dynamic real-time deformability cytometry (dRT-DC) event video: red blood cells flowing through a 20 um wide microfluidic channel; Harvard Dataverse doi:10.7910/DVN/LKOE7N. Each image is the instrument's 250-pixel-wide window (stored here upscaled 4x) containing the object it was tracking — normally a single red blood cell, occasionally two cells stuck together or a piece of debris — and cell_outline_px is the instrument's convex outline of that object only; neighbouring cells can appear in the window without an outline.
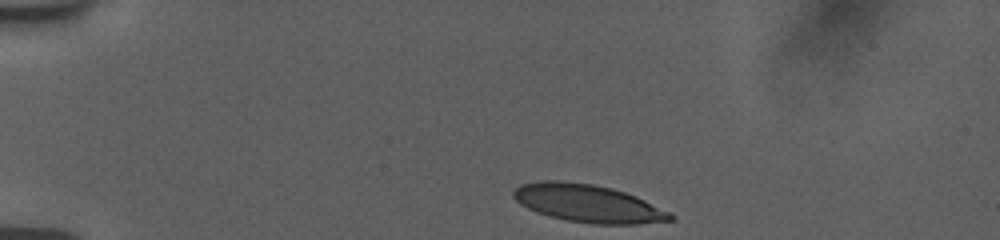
{"species": "human", "species_latin": "Homo sapiens", "temperature_condition": "room temperature", "stored_images_in_passage": 25, "camera_frame_rate_fps": 3000, "um_per_image_px": 0.085, "donor": {"sex": "female"}, "frame": {"image": 1, "passage_image": 1, "time_ms": 0.0, "image_size_px": [1000, 240], "cell_outline_px": [[676, 220], [636, 224], [592, 224], [568, 220], [548, 216], [536, 212], [520, 204], [512, 196], [512, 192], [520, 184], [540, 180], [560, 180], [592, 184], [612, 188], [636, 196], [676, 216]], "centroid_in_image_um": [49.95, 17.28], "position_along_channel_um": 35.1, "area_um2": 34.56}}
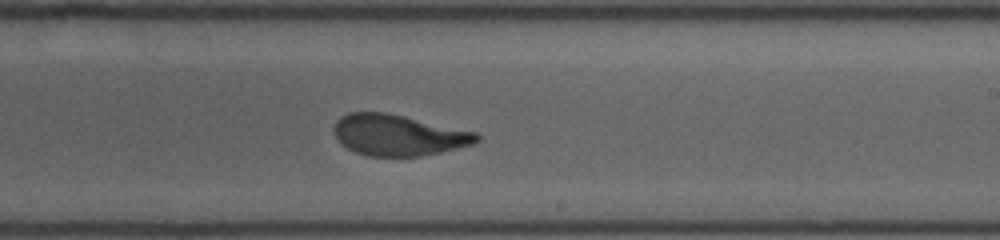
{"frame": {"image": 2, "passage_image": 15, "time_ms": 7.667, "image_size_px": [1000, 240], "cell_outline_px": [[480, 140], [472, 144], [440, 152], [420, 156], [368, 156], [356, 152], [348, 148], [336, 136], [332, 128], [336, 120], [340, 116], [348, 112], [384, 112], [404, 116], [476, 132], [480, 136]], "centroid_in_image_um": [33.84, 11.47], "position_along_channel_um": 255.2, "area_um2": 33.87}}
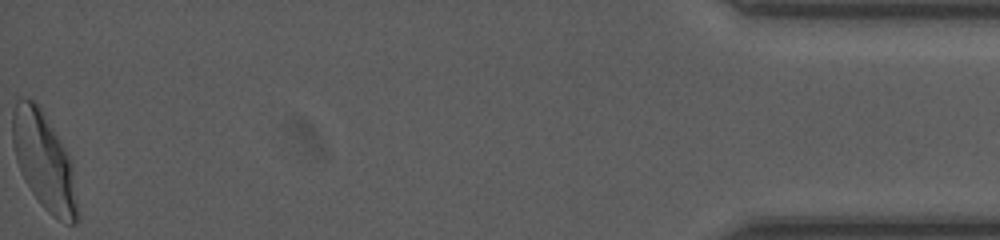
{"frame": {"image": 3, "passage_image": 25, "time_ms": 14.667, "image_size_px": [1000, 240], "cell_outline_px": [[80, 216], [76, 224], [64, 224], [56, 220], [40, 204], [24, 180], [20, 172], [16, 160], [12, 144], [12, 112], [16, 100], [20, 96], [32, 100], [40, 104], [60, 140], [72, 164], [80, 212]], "centroid_in_image_um": [3.75, 13.73], "position_along_channel_um": 431.4, "area_um2": 37.63}, "authors_computed_cell_mechanics": {"area_um2": 34.8534, "velocity_mm_per_s": 3.7328, "shape_relaxation_time_tau1_ms": 5.6163, "shape_relaxation_time_tau2_ms": 0.8857, "deformation_change_tau1": 0.2038, "deformation_change_tau2": 0.0905}}